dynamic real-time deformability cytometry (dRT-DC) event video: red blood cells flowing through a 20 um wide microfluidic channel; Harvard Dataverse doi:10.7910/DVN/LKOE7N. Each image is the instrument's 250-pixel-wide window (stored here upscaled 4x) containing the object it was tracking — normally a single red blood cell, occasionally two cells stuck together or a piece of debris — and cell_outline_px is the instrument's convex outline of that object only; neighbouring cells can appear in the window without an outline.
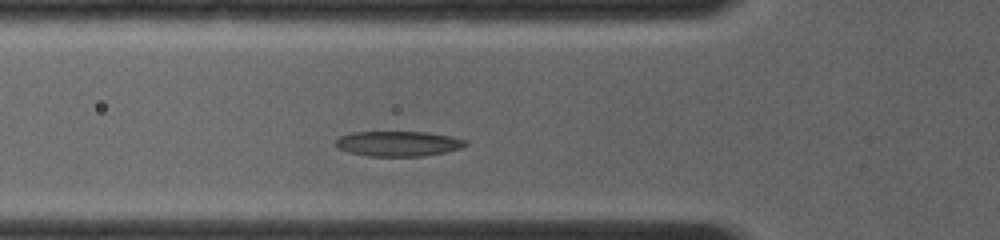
{"species": "common noctule bat (a hibernating species)", "species_latin": "Nyctalus noctula", "temperature_condition": "room temperature", "stored_images_in_passage": 17, "camera_frame_rate_fps": 4000, "um_per_image_px": 0.085, "animal": {"sex": "female", "body_mass_g": 19.0, "forearm_length_mm": 56.7}, "frame": {"image": 1, "passage_image": 3, "time_ms": 1.5, "image_size_px": [1000, 240], "cell_outline_px": [[468, 144], [460, 148], [444, 152], [420, 156], [368, 156], [348, 152], [336, 148], [332, 144], [340, 136], [352, 132], [428, 132], [452, 136], [468, 140]], "centroid_in_image_um": [33.82, 12.2], "position_along_channel_um": 92.0, "area_um2": 19.19}}
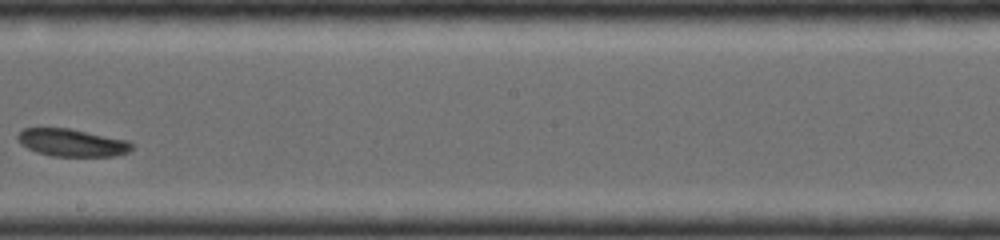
{"frame": {"image": 2, "passage_image": 9, "time_ms": 5.0, "image_size_px": [1000, 240], "cell_outline_px": [[132, 148], [128, 152], [116, 156], [52, 156], [36, 152], [28, 148], [16, 136], [24, 128], [68, 128], [128, 140], [132, 144]], "centroid_in_image_um": [6.15, 12.13], "position_along_channel_um": 242.1, "area_um2": 18.09}}
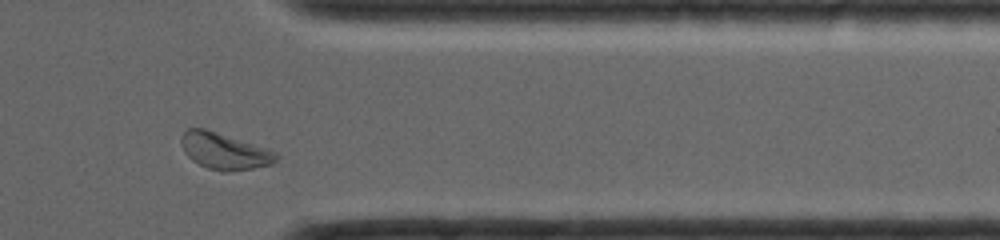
{"frame": {"image": 3, "passage_image": 15, "time_ms": 8.5, "image_size_px": [1000, 240], "cell_outline_px": [[280, 156], [272, 164], [252, 168], [224, 172], [208, 168], [192, 160], [184, 152], [180, 144], [180, 136], [188, 128], [204, 128], [268, 148], [276, 152]], "centroid_in_image_um": [19.06, 12.83], "position_along_channel_um": 392.3, "area_um2": 20.17}}